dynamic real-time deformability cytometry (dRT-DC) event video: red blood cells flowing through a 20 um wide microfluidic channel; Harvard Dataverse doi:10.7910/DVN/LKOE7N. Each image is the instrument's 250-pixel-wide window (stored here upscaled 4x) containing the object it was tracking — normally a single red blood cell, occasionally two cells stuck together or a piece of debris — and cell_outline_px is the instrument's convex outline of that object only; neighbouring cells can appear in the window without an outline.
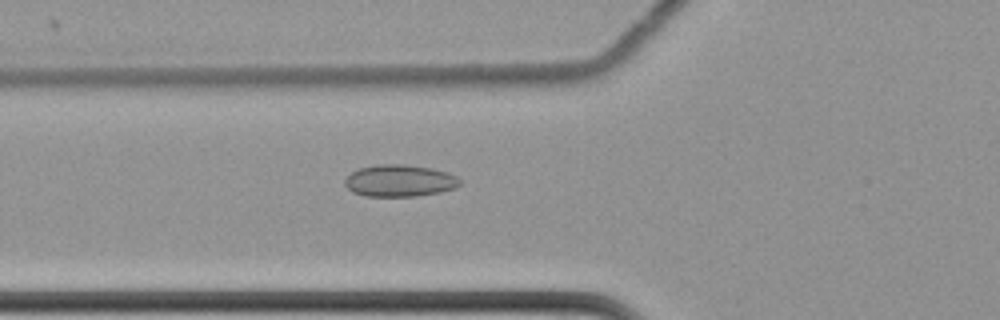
{"species": "common noctule bat (a hibernating species)", "species_latin": "Nyctalus noctula", "temperature_condition": "cold", "stored_images_in_passage": 61, "camera_frame_rate_fps": 3000, "um_per_image_px": 0.085, "animal": {"sex": "female", "body_mass_g": 22.7, "forearm_length_mm": 54.2}, "frame": {"image": 1, "passage_image": 24, "time_ms": 7.667, "image_size_px": [1000, 320], "cell_outline_px": [[460, 184], [456, 188], [440, 192], [416, 196], [364, 196], [352, 192], [344, 184], [344, 180], [352, 172], [360, 168], [376, 164], [404, 164], [432, 168], [448, 172], [456, 176], [460, 180]], "centroid_in_image_um": [33.97, 15.36], "position_along_channel_um": 91.8, "area_um2": 21.5}}
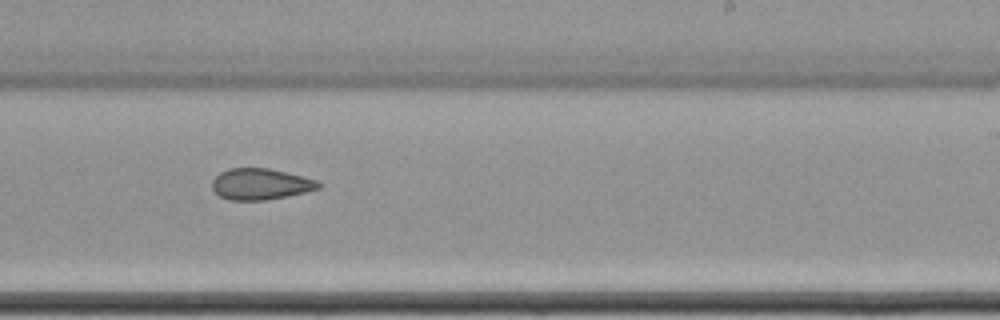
{"frame": {"image": 2, "passage_image": 39, "time_ms": 12.667, "image_size_px": [1000, 320], "cell_outline_px": [[324, 184], [320, 188], [288, 196], [264, 200], [228, 200], [220, 196], [212, 188], [212, 180], [220, 172], [228, 168], [268, 168], [316, 180]], "centroid_in_image_um": [22.13, 15.65], "position_along_channel_um": 266.9, "area_um2": 19.25}}
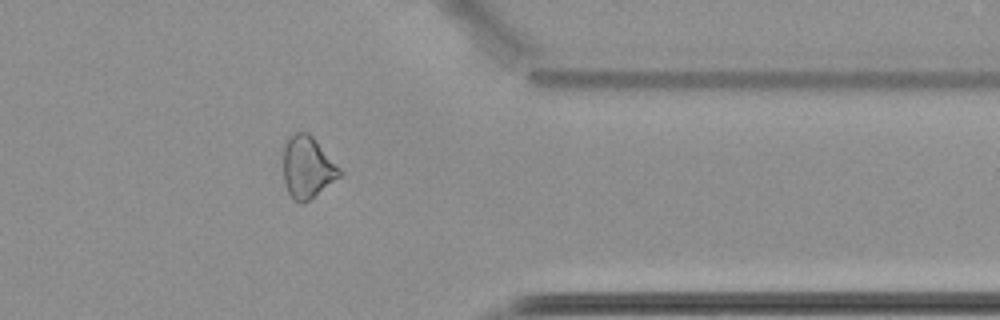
{"frame": {"image": 3, "passage_image": 50, "time_ms": 16.333, "image_size_px": [1000, 320], "cell_outline_px": [[344, 172], [340, 176], [304, 204], [300, 204], [292, 200], [288, 192], [284, 180], [284, 144], [288, 136], [296, 132], [308, 132], [312, 136]], "centroid_in_image_um": [26.12, 14.23], "position_along_channel_um": 385.3, "area_um2": 20.35}, "authors_computed_cell_mechanics": {"area_um2": 22.0796, "velocity_mm_per_s": 3.4991, "shape_relaxation_time_tau1_ms": null, "shape_relaxation_time_tau2_ms": 5.0483, "deformation_change_tau1": null, "deformation_change_tau2": 0.1024}}